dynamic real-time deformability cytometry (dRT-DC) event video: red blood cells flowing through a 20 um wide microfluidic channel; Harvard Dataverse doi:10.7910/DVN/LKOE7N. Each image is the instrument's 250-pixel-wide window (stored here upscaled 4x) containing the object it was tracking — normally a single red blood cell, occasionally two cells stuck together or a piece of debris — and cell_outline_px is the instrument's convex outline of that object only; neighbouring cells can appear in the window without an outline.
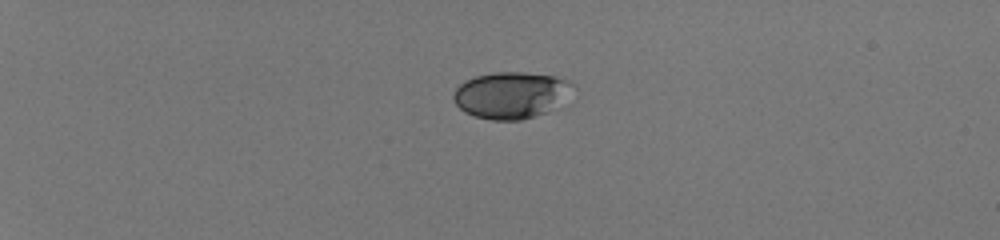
{"species": "human", "species_latin": "Homo sapiens", "temperature_condition": "room temperature", "stored_images_in_passage": 39, "camera_frame_rate_fps": 3000, "um_per_image_px": 0.085, "donor": {"sex": "male"}, "frame": {"image": 1, "passage_image": 1, "time_ms": 0.0, "image_size_px": [1000, 240], "cell_outline_px": [[576, 88], [560, 108], [548, 112], [520, 120], [492, 120], [476, 116], [464, 112], [456, 104], [452, 96], [456, 88], [464, 80], [476, 76], [496, 72], [524, 72], [552, 76], [568, 80], [576, 84]], "centroid_in_image_um": [43.52, 8.09], "position_along_channel_um": 41.5, "area_um2": 33.0}}
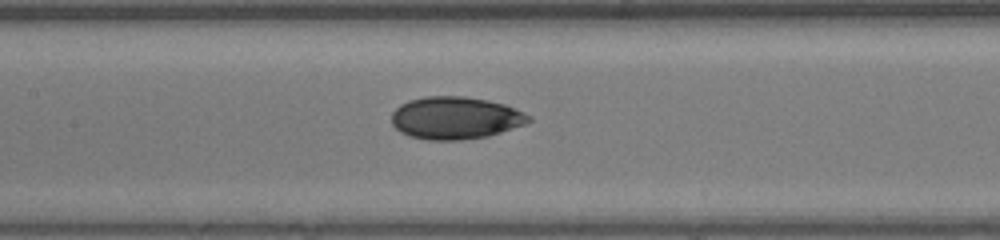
{"frame": {"image": 2, "passage_image": 17, "time_ms": 5.333, "image_size_px": [1000, 240], "cell_outline_px": [[532, 120], [524, 124], [488, 136], [460, 140], [428, 140], [408, 136], [400, 132], [392, 124], [392, 112], [400, 104], [408, 100], [424, 96], [464, 96], [488, 100], [504, 104], [524, 112], [532, 116]], "centroid_in_image_um": [38.69, 10.02], "position_along_channel_um": 168.7, "area_um2": 34.04}}
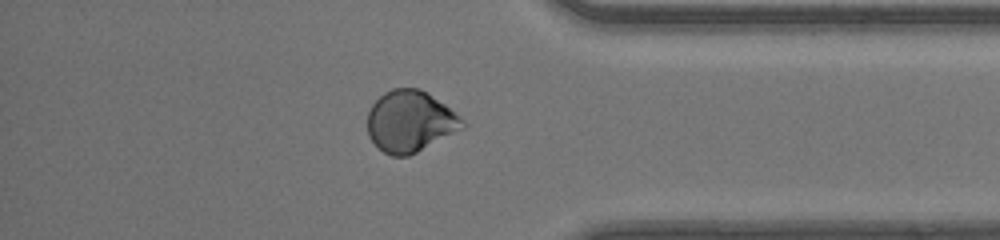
{"frame": {"image": 3, "passage_image": 34, "time_ms": 11.0, "image_size_px": [1000, 240], "cell_outline_px": [[464, 128], [408, 156], [392, 156], [384, 152], [368, 136], [368, 112], [372, 104], [384, 92], [392, 88], [420, 88], [444, 104], [460, 116], [464, 120]], "centroid_in_image_um": [34.85, 10.31], "position_along_channel_um": 400.4, "area_um2": 33.64}, "authors_computed_cell_mechanics": {"area_um2": 33.4084, "velocity_mm_per_s": 4.1904, "shape_relaxation_time_tau1_ms": 3.0575, "shape_relaxation_time_tau2_ms": 2.1356, "deformation_change_tau1": 0.0857, "deformation_change_tau2": 0.0318}}